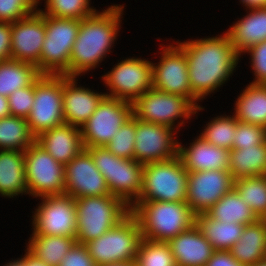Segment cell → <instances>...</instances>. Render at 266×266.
Masks as SVG:
<instances>
[{"instance_id":"7a4b0ae2","label":"cell","mask_w":266,"mask_h":266,"mask_svg":"<svg viewBox=\"0 0 266 266\" xmlns=\"http://www.w3.org/2000/svg\"><path fill=\"white\" fill-rule=\"evenodd\" d=\"M122 5H111L108 9L80 20V28L70 56L67 77H76L90 69L110 53L119 31Z\"/></svg>"},{"instance_id":"1f68e13d","label":"cell","mask_w":266,"mask_h":266,"mask_svg":"<svg viewBox=\"0 0 266 266\" xmlns=\"http://www.w3.org/2000/svg\"><path fill=\"white\" fill-rule=\"evenodd\" d=\"M211 218L227 223L247 225L258 220L254 212L244 203L239 194L232 189L215 203L207 212Z\"/></svg>"},{"instance_id":"60d3db41","label":"cell","mask_w":266,"mask_h":266,"mask_svg":"<svg viewBox=\"0 0 266 266\" xmlns=\"http://www.w3.org/2000/svg\"><path fill=\"white\" fill-rule=\"evenodd\" d=\"M34 102V83L8 96L11 116L27 118Z\"/></svg>"},{"instance_id":"d4e9b609","label":"cell","mask_w":266,"mask_h":266,"mask_svg":"<svg viewBox=\"0 0 266 266\" xmlns=\"http://www.w3.org/2000/svg\"><path fill=\"white\" fill-rule=\"evenodd\" d=\"M28 194L24 151L0 150V195L13 198Z\"/></svg>"},{"instance_id":"603a6c76","label":"cell","mask_w":266,"mask_h":266,"mask_svg":"<svg viewBox=\"0 0 266 266\" xmlns=\"http://www.w3.org/2000/svg\"><path fill=\"white\" fill-rule=\"evenodd\" d=\"M167 243L176 266H206L214 252L212 245L196 224Z\"/></svg>"},{"instance_id":"83f0119b","label":"cell","mask_w":266,"mask_h":266,"mask_svg":"<svg viewBox=\"0 0 266 266\" xmlns=\"http://www.w3.org/2000/svg\"><path fill=\"white\" fill-rule=\"evenodd\" d=\"M195 224L214 250H230L240 239L245 225L235 222H220L211 218L207 213L195 216Z\"/></svg>"},{"instance_id":"9c48e42d","label":"cell","mask_w":266,"mask_h":266,"mask_svg":"<svg viewBox=\"0 0 266 266\" xmlns=\"http://www.w3.org/2000/svg\"><path fill=\"white\" fill-rule=\"evenodd\" d=\"M62 103L63 75H41L34 82V102L26 118L35 137L65 123Z\"/></svg>"},{"instance_id":"836d02e7","label":"cell","mask_w":266,"mask_h":266,"mask_svg":"<svg viewBox=\"0 0 266 266\" xmlns=\"http://www.w3.org/2000/svg\"><path fill=\"white\" fill-rule=\"evenodd\" d=\"M233 189L258 219L266 214V177H244L234 181Z\"/></svg>"},{"instance_id":"6da1fadb","label":"cell","mask_w":266,"mask_h":266,"mask_svg":"<svg viewBox=\"0 0 266 266\" xmlns=\"http://www.w3.org/2000/svg\"><path fill=\"white\" fill-rule=\"evenodd\" d=\"M176 43L187 58L191 90L198 100L229 80L240 57L226 32L218 37Z\"/></svg>"},{"instance_id":"f1b7e54d","label":"cell","mask_w":266,"mask_h":266,"mask_svg":"<svg viewBox=\"0 0 266 266\" xmlns=\"http://www.w3.org/2000/svg\"><path fill=\"white\" fill-rule=\"evenodd\" d=\"M233 180L264 176L266 173V142L244 149L230 150L229 170Z\"/></svg>"},{"instance_id":"4dcf8cb0","label":"cell","mask_w":266,"mask_h":266,"mask_svg":"<svg viewBox=\"0 0 266 266\" xmlns=\"http://www.w3.org/2000/svg\"><path fill=\"white\" fill-rule=\"evenodd\" d=\"M75 243L76 237L32 234L27 250L47 265L59 266Z\"/></svg>"},{"instance_id":"f907efd6","label":"cell","mask_w":266,"mask_h":266,"mask_svg":"<svg viewBox=\"0 0 266 266\" xmlns=\"http://www.w3.org/2000/svg\"><path fill=\"white\" fill-rule=\"evenodd\" d=\"M4 266H24V264H23V259L22 258H18L16 261H11V262H9V263H7L6 265H4Z\"/></svg>"},{"instance_id":"ab89813d","label":"cell","mask_w":266,"mask_h":266,"mask_svg":"<svg viewBox=\"0 0 266 266\" xmlns=\"http://www.w3.org/2000/svg\"><path fill=\"white\" fill-rule=\"evenodd\" d=\"M38 0H0V22L13 23L36 11Z\"/></svg>"},{"instance_id":"7c38bea8","label":"cell","mask_w":266,"mask_h":266,"mask_svg":"<svg viewBox=\"0 0 266 266\" xmlns=\"http://www.w3.org/2000/svg\"><path fill=\"white\" fill-rule=\"evenodd\" d=\"M133 116L130 102L105 96L80 128L84 147H103L120 127Z\"/></svg>"},{"instance_id":"7dc6e473","label":"cell","mask_w":266,"mask_h":266,"mask_svg":"<svg viewBox=\"0 0 266 266\" xmlns=\"http://www.w3.org/2000/svg\"><path fill=\"white\" fill-rule=\"evenodd\" d=\"M11 116L8 98L0 95V119Z\"/></svg>"},{"instance_id":"cb8c5ba5","label":"cell","mask_w":266,"mask_h":266,"mask_svg":"<svg viewBox=\"0 0 266 266\" xmlns=\"http://www.w3.org/2000/svg\"><path fill=\"white\" fill-rule=\"evenodd\" d=\"M226 31L235 52L241 56L252 46L266 40V8H253Z\"/></svg>"},{"instance_id":"bcb514c9","label":"cell","mask_w":266,"mask_h":266,"mask_svg":"<svg viewBox=\"0 0 266 266\" xmlns=\"http://www.w3.org/2000/svg\"><path fill=\"white\" fill-rule=\"evenodd\" d=\"M26 254L22 257L24 266H49L42 260L37 259L27 249Z\"/></svg>"},{"instance_id":"e0dca14e","label":"cell","mask_w":266,"mask_h":266,"mask_svg":"<svg viewBox=\"0 0 266 266\" xmlns=\"http://www.w3.org/2000/svg\"><path fill=\"white\" fill-rule=\"evenodd\" d=\"M173 132L171 127L136 118L134 160L144 165L178 156V141L173 139Z\"/></svg>"},{"instance_id":"30bf717a","label":"cell","mask_w":266,"mask_h":266,"mask_svg":"<svg viewBox=\"0 0 266 266\" xmlns=\"http://www.w3.org/2000/svg\"><path fill=\"white\" fill-rule=\"evenodd\" d=\"M28 194L35 197L65 195L64 165L34 142L24 151Z\"/></svg>"},{"instance_id":"d6a6232c","label":"cell","mask_w":266,"mask_h":266,"mask_svg":"<svg viewBox=\"0 0 266 266\" xmlns=\"http://www.w3.org/2000/svg\"><path fill=\"white\" fill-rule=\"evenodd\" d=\"M35 139L26 118L9 116L0 119V150L25 151Z\"/></svg>"},{"instance_id":"8992f818","label":"cell","mask_w":266,"mask_h":266,"mask_svg":"<svg viewBox=\"0 0 266 266\" xmlns=\"http://www.w3.org/2000/svg\"><path fill=\"white\" fill-rule=\"evenodd\" d=\"M188 171L179 156L143 165L142 190L136 201L186 200Z\"/></svg>"},{"instance_id":"ee69618b","label":"cell","mask_w":266,"mask_h":266,"mask_svg":"<svg viewBox=\"0 0 266 266\" xmlns=\"http://www.w3.org/2000/svg\"><path fill=\"white\" fill-rule=\"evenodd\" d=\"M11 59V23L0 22V61Z\"/></svg>"},{"instance_id":"8fae6325","label":"cell","mask_w":266,"mask_h":266,"mask_svg":"<svg viewBox=\"0 0 266 266\" xmlns=\"http://www.w3.org/2000/svg\"><path fill=\"white\" fill-rule=\"evenodd\" d=\"M133 116L143 122L161 124L175 129V120L189 119L196 108L187 98L151 88L133 103Z\"/></svg>"},{"instance_id":"9a60e30c","label":"cell","mask_w":266,"mask_h":266,"mask_svg":"<svg viewBox=\"0 0 266 266\" xmlns=\"http://www.w3.org/2000/svg\"><path fill=\"white\" fill-rule=\"evenodd\" d=\"M33 215V234L76 237L75 199L68 195L41 197Z\"/></svg>"},{"instance_id":"f35d334b","label":"cell","mask_w":266,"mask_h":266,"mask_svg":"<svg viewBox=\"0 0 266 266\" xmlns=\"http://www.w3.org/2000/svg\"><path fill=\"white\" fill-rule=\"evenodd\" d=\"M266 142V128L261 125L244 123L237 120L232 149H244Z\"/></svg>"},{"instance_id":"7bdbcfd3","label":"cell","mask_w":266,"mask_h":266,"mask_svg":"<svg viewBox=\"0 0 266 266\" xmlns=\"http://www.w3.org/2000/svg\"><path fill=\"white\" fill-rule=\"evenodd\" d=\"M59 266H97L85 244L75 243L63 257Z\"/></svg>"},{"instance_id":"2e32d148","label":"cell","mask_w":266,"mask_h":266,"mask_svg":"<svg viewBox=\"0 0 266 266\" xmlns=\"http://www.w3.org/2000/svg\"><path fill=\"white\" fill-rule=\"evenodd\" d=\"M233 187L234 180L228 170L188 172L185 202L195 215L206 213Z\"/></svg>"},{"instance_id":"74e56055","label":"cell","mask_w":266,"mask_h":266,"mask_svg":"<svg viewBox=\"0 0 266 266\" xmlns=\"http://www.w3.org/2000/svg\"><path fill=\"white\" fill-rule=\"evenodd\" d=\"M135 135L136 118L132 116L120 127L105 147L117 157L134 159Z\"/></svg>"},{"instance_id":"5b68a950","label":"cell","mask_w":266,"mask_h":266,"mask_svg":"<svg viewBox=\"0 0 266 266\" xmlns=\"http://www.w3.org/2000/svg\"><path fill=\"white\" fill-rule=\"evenodd\" d=\"M85 149L106 179L110 194L120 198L130 207L141 194L143 164L134 159L117 157L105 146Z\"/></svg>"},{"instance_id":"ac0fdd59","label":"cell","mask_w":266,"mask_h":266,"mask_svg":"<svg viewBox=\"0 0 266 266\" xmlns=\"http://www.w3.org/2000/svg\"><path fill=\"white\" fill-rule=\"evenodd\" d=\"M64 172L65 194L74 199L110 194L106 179L86 149L64 165Z\"/></svg>"},{"instance_id":"44dd1931","label":"cell","mask_w":266,"mask_h":266,"mask_svg":"<svg viewBox=\"0 0 266 266\" xmlns=\"http://www.w3.org/2000/svg\"><path fill=\"white\" fill-rule=\"evenodd\" d=\"M35 142L63 165L85 149L80 128L66 123L43 131Z\"/></svg>"},{"instance_id":"8d00e7d4","label":"cell","mask_w":266,"mask_h":266,"mask_svg":"<svg viewBox=\"0 0 266 266\" xmlns=\"http://www.w3.org/2000/svg\"><path fill=\"white\" fill-rule=\"evenodd\" d=\"M90 0H46V11H39L44 15L67 19H84L97 10L91 8Z\"/></svg>"},{"instance_id":"e575fe53","label":"cell","mask_w":266,"mask_h":266,"mask_svg":"<svg viewBox=\"0 0 266 266\" xmlns=\"http://www.w3.org/2000/svg\"><path fill=\"white\" fill-rule=\"evenodd\" d=\"M206 125L204 131L200 133V136L211 145L230 151L237 128V119L235 116H218Z\"/></svg>"},{"instance_id":"816d5d0a","label":"cell","mask_w":266,"mask_h":266,"mask_svg":"<svg viewBox=\"0 0 266 266\" xmlns=\"http://www.w3.org/2000/svg\"><path fill=\"white\" fill-rule=\"evenodd\" d=\"M252 266H266V261L263 260V261H261L260 263L254 264V265H252Z\"/></svg>"},{"instance_id":"ba28073f","label":"cell","mask_w":266,"mask_h":266,"mask_svg":"<svg viewBox=\"0 0 266 266\" xmlns=\"http://www.w3.org/2000/svg\"><path fill=\"white\" fill-rule=\"evenodd\" d=\"M142 239L137 219L130 213L117 226L85 244L97 266L135 261Z\"/></svg>"},{"instance_id":"f6af8a7d","label":"cell","mask_w":266,"mask_h":266,"mask_svg":"<svg viewBox=\"0 0 266 266\" xmlns=\"http://www.w3.org/2000/svg\"><path fill=\"white\" fill-rule=\"evenodd\" d=\"M206 266H246L238 262L228 250H214Z\"/></svg>"},{"instance_id":"4316f807","label":"cell","mask_w":266,"mask_h":266,"mask_svg":"<svg viewBox=\"0 0 266 266\" xmlns=\"http://www.w3.org/2000/svg\"><path fill=\"white\" fill-rule=\"evenodd\" d=\"M235 103L238 121L266 128V84H248Z\"/></svg>"},{"instance_id":"b9f144b4","label":"cell","mask_w":266,"mask_h":266,"mask_svg":"<svg viewBox=\"0 0 266 266\" xmlns=\"http://www.w3.org/2000/svg\"><path fill=\"white\" fill-rule=\"evenodd\" d=\"M244 53H250L251 68L255 75L252 84H266V40L260 42Z\"/></svg>"},{"instance_id":"484cf974","label":"cell","mask_w":266,"mask_h":266,"mask_svg":"<svg viewBox=\"0 0 266 266\" xmlns=\"http://www.w3.org/2000/svg\"><path fill=\"white\" fill-rule=\"evenodd\" d=\"M241 264L252 266L264 260L266 252V227L258 219L245 225L237 243L229 250Z\"/></svg>"},{"instance_id":"3957f363","label":"cell","mask_w":266,"mask_h":266,"mask_svg":"<svg viewBox=\"0 0 266 266\" xmlns=\"http://www.w3.org/2000/svg\"><path fill=\"white\" fill-rule=\"evenodd\" d=\"M130 209L147 240L168 242L195 224L196 215L185 201H135Z\"/></svg>"},{"instance_id":"f546056e","label":"cell","mask_w":266,"mask_h":266,"mask_svg":"<svg viewBox=\"0 0 266 266\" xmlns=\"http://www.w3.org/2000/svg\"><path fill=\"white\" fill-rule=\"evenodd\" d=\"M41 75L31 63L13 59L0 61V95L8 98L14 91L31 86Z\"/></svg>"},{"instance_id":"f5cc1de1","label":"cell","mask_w":266,"mask_h":266,"mask_svg":"<svg viewBox=\"0 0 266 266\" xmlns=\"http://www.w3.org/2000/svg\"><path fill=\"white\" fill-rule=\"evenodd\" d=\"M266 227V214L260 219Z\"/></svg>"},{"instance_id":"52a82bcc","label":"cell","mask_w":266,"mask_h":266,"mask_svg":"<svg viewBox=\"0 0 266 266\" xmlns=\"http://www.w3.org/2000/svg\"><path fill=\"white\" fill-rule=\"evenodd\" d=\"M80 28V20L45 15V40L39 60L42 75H64Z\"/></svg>"},{"instance_id":"c3c4849f","label":"cell","mask_w":266,"mask_h":266,"mask_svg":"<svg viewBox=\"0 0 266 266\" xmlns=\"http://www.w3.org/2000/svg\"><path fill=\"white\" fill-rule=\"evenodd\" d=\"M244 6H247L246 9L253 8H266V0H240Z\"/></svg>"},{"instance_id":"d590c367","label":"cell","mask_w":266,"mask_h":266,"mask_svg":"<svg viewBox=\"0 0 266 266\" xmlns=\"http://www.w3.org/2000/svg\"><path fill=\"white\" fill-rule=\"evenodd\" d=\"M137 266H176L167 242H157L142 238L139 242Z\"/></svg>"},{"instance_id":"681fc988","label":"cell","mask_w":266,"mask_h":266,"mask_svg":"<svg viewBox=\"0 0 266 266\" xmlns=\"http://www.w3.org/2000/svg\"><path fill=\"white\" fill-rule=\"evenodd\" d=\"M100 266H137L135 261L119 262V263H110Z\"/></svg>"},{"instance_id":"7402d4cb","label":"cell","mask_w":266,"mask_h":266,"mask_svg":"<svg viewBox=\"0 0 266 266\" xmlns=\"http://www.w3.org/2000/svg\"><path fill=\"white\" fill-rule=\"evenodd\" d=\"M178 156L188 172L229 170L230 151L211 145L201 136L188 148L178 143Z\"/></svg>"},{"instance_id":"5bb4252c","label":"cell","mask_w":266,"mask_h":266,"mask_svg":"<svg viewBox=\"0 0 266 266\" xmlns=\"http://www.w3.org/2000/svg\"><path fill=\"white\" fill-rule=\"evenodd\" d=\"M158 64L152 63V88L187 98L196 108L200 107L193 95L188 74L187 58L178 45L163 48ZM155 64V65H154Z\"/></svg>"},{"instance_id":"4fadbf2b","label":"cell","mask_w":266,"mask_h":266,"mask_svg":"<svg viewBox=\"0 0 266 266\" xmlns=\"http://www.w3.org/2000/svg\"><path fill=\"white\" fill-rule=\"evenodd\" d=\"M109 87L106 96L131 104L152 88V62L141 58H128L102 76Z\"/></svg>"},{"instance_id":"ffe728a7","label":"cell","mask_w":266,"mask_h":266,"mask_svg":"<svg viewBox=\"0 0 266 266\" xmlns=\"http://www.w3.org/2000/svg\"><path fill=\"white\" fill-rule=\"evenodd\" d=\"M76 78L63 75V117L66 124L81 128L106 95L77 87Z\"/></svg>"},{"instance_id":"d6986e66","label":"cell","mask_w":266,"mask_h":266,"mask_svg":"<svg viewBox=\"0 0 266 266\" xmlns=\"http://www.w3.org/2000/svg\"><path fill=\"white\" fill-rule=\"evenodd\" d=\"M45 40V15L39 10L11 23V59L31 63L39 70Z\"/></svg>"},{"instance_id":"277c9868","label":"cell","mask_w":266,"mask_h":266,"mask_svg":"<svg viewBox=\"0 0 266 266\" xmlns=\"http://www.w3.org/2000/svg\"><path fill=\"white\" fill-rule=\"evenodd\" d=\"M76 242L86 244L117 226L130 213V207L120 198L107 194L75 199Z\"/></svg>"}]
</instances>
